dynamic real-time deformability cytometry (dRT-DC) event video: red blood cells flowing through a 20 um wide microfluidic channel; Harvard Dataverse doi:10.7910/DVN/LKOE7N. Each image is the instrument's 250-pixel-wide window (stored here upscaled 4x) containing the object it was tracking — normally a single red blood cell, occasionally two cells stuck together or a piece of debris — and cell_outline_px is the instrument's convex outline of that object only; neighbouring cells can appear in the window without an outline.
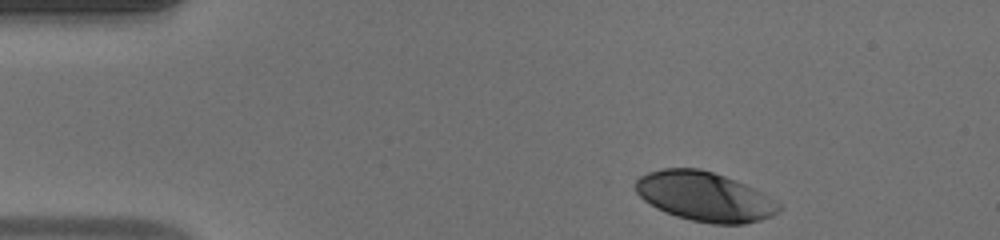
{"species": "human", "species_latin": "Homo sapiens", "temperature_condition": "warm", "stored_images_in_passage": 38, "camera_frame_rate_fps": 3000, "um_per_image_px": 0.085, "donor": {"sex": "male"}, "frame": {"image": 1, "passage_image": 1, "time_ms": 0.0, "image_size_px": [1000, 240], "cell_outline_px": [[780, 208], [772, 216], [760, 220], [744, 224], [712, 224], [692, 220], [676, 216], [664, 212], [656, 208], [644, 200], [636, 192], [636, 180], [640, 176], [648, 172], [664, 168], [700, 168], [736, 180], [768, 196], [780, 204]], "centroid_in_image_um": [59.87, 16.71], "position_along_channel_um": 25.1, "area_um2": 40.98}}
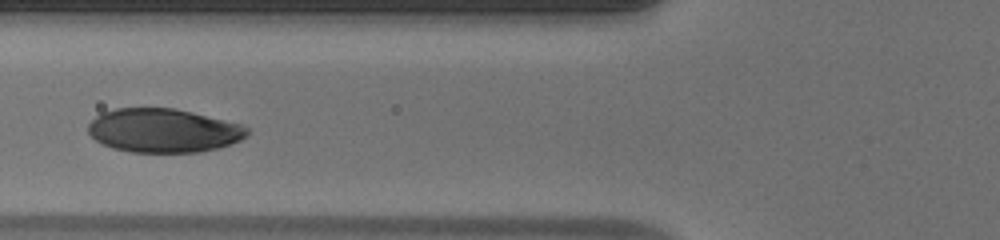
{"frame": {"image": 2, "passage_image": 13, "time_ms": 4.0, "image_size_px": [1000, 240], "cell_outline_px": [[248, 136], [240, 140], [216, 148], [200, 152], [132, 152], [112, 148], [96, 140], [88, 132], [88, 124], [100, 112], [116, 108], [176, 108], [240, 124], [248, 128]], "centroid_in_image_um": [13.86, 11.09], "position_along_channel_um": 111.9, "area_um2": 40.46}}
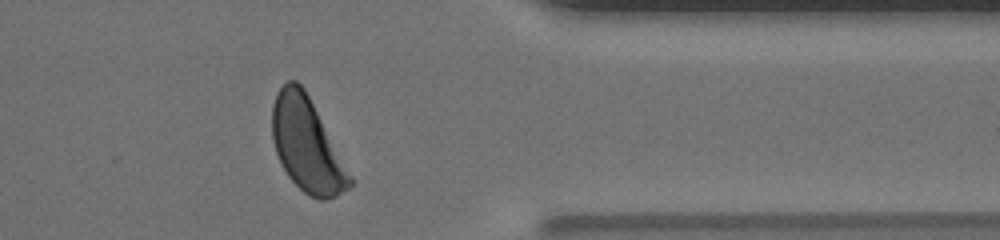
{"frame": {"image": 3, "passage_image": 34, "time_ms": 11.0, "image_size_px": [1000, 240], "cell_outline_px": [[352, 184], [348, 188], [336, 196], [324, 200], [320, 200], [308, 196], [288, 176], [276, 152], [272, 140], [272, 104], [276, 92], [288, 80], [296, 80], [304, 88], [352, 176]], "centroid_in_image_um": [26.07, 12.31], "position_along_channel_um": 385.3, "area_um2": 41.91}, "authors_computed_cell_mechanics": {"area_um2": 41.5004, "velocity_mm_per_s": 4.0889, "shape_relaxation_time_tau1_ms": 2.0803, "shape_relaxation_time_tau2_ms": null, "deformation_change_tau1": 0.1426, "deformation_change_tau2": null}}